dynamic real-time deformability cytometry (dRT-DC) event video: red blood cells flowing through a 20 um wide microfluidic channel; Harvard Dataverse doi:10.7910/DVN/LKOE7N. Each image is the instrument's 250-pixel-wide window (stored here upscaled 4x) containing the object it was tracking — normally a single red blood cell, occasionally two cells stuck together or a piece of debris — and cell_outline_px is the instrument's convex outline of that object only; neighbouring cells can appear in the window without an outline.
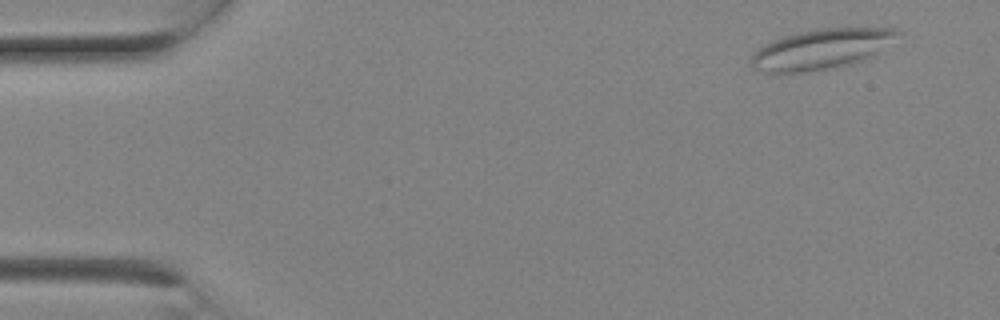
{"species": "Egyptian fruit bat (a non-hibernating species)", "species_latin": "Rousettus aegyptiacus", "temperature_condition": "room temperature", "stored_images_in_passage": 3, "camera_frame_rate_fps": 3000, "um_per_image_px": 0.085, "animal": {"sex": "female"}, "frame": {"image": 1, "passage_image": 3, "time_ms": 0.667, "image_size_px": [1000, 320], "cell_outline_px": [[900, 32], [876, 56], [852, 64], [836, 68], [804, 72], [764, 72], [752, 68], [752, 56], [760, 48], [784, 36], [800, 32], [824, 28], [896, 28]], "centroid_in_image_um": [69.88, 4.19], "position_along_channel_um": 15.1, "area_um2": 33.87}}